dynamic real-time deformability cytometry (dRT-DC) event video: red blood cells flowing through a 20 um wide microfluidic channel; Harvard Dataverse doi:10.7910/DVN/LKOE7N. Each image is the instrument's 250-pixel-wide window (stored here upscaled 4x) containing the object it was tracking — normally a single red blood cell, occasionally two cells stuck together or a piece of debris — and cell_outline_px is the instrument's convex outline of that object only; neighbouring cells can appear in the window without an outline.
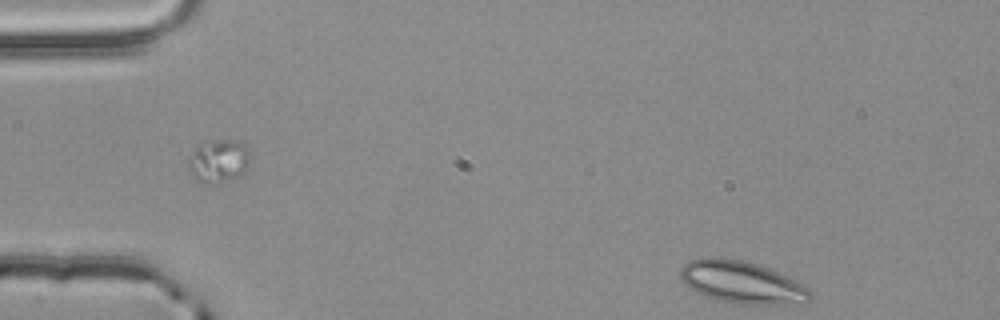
{"species": "common noctule bat (a hibernating species)", "species_latin": "Nyctalus noctula", "temperature_condition": "room temperature", "stored_images_in_passage": 7, "segment_of_instrument_passage": [2, 2], "camera_frame_rate_fps": 3000, "um_per_image_px": 0.085, "animal": {"sex": "male", "body_mass_g": 20.4}, "frame": {"image": 1, "passage_image": 7, "time_ms": 2.0, "image_size_px": [1000, 320], "cell_outline_px": [[812, 300], [804, 304], [736, 304], [704, 296], [684, 284], [680, 280], [680, 268], [688, 260], [704, 256], [712, 256], [744, 260], [768, 268], [808, 288], [812, 292]], "centroid_in_image_um": [63.02, 23.99], "position_along_channel_um": 22.0, "area_um2": 32.19}}